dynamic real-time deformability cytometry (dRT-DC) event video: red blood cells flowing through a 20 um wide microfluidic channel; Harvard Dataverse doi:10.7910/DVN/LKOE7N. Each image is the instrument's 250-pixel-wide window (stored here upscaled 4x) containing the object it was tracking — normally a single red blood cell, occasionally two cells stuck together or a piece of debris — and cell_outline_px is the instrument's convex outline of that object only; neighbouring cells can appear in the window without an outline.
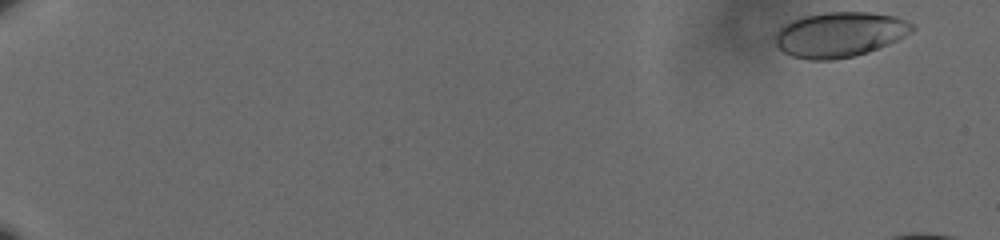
{"species": "human", "species_latin": "Homo sapiens", "temperature_condition": "cold", "stored_images_in_passage": 19, "camera_frame_rate_fps": 3000, "um_per_image_px": 0.085, "donor": {"sex": "male"}, "frame": {"image": 1, "passage_image": 2, "time_ms": 0.333, "image_size_px": [1000, 240], "cell_outline_px": [[916, 28], [912, 32], [888, 44], [868, 52], [856, 56], [832, 60], [808, 60], [792, 56], [784, 52], [776, 44], [772, 36], [784, 24], [792, 20], [804, 16], [824, 12], [868, 12], [896, 16], [908, 20]], "centroid_in_image_um": [71.37, 2.93], "position_along_channel_um": 13.6, "area_um2": 36.24}}